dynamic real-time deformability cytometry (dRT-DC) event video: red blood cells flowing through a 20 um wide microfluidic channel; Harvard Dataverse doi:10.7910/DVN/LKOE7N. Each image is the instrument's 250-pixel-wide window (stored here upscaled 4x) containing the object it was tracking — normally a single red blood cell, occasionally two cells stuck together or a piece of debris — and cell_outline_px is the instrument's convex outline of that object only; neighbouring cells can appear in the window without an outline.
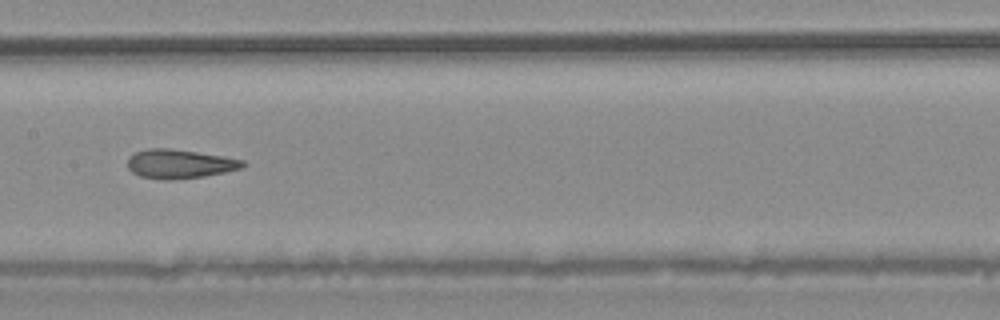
{"species": "common noctule bat (a hibernating species)", "species_latin": "Nyctalus noctula", "temperature_condition": "warm", "stored_images_in_passage": 32, "camera_frame_rate_fps": 3000, "um_per_image_px": 0.085, "animal": {"sex": "male", "body_mass_g": 20.4}, "frame": {"image": 1, "passage_image": 23, "time_ms": 7.333, "image_size_px": [1000, 320], "cell_outline_px": [[248, 164], [244, 168], [204, 176], [172, 180], [164, 180], [140, 176], [132, 172], [128, 168], [128, 156], [136, 152], [148, 148], [168, 148], [224, 156], [244, 160]], "centroid_in_image_um": [15.29, 13.93], "position_along_channel_um": 192.1, "area_um2": 19.59}}